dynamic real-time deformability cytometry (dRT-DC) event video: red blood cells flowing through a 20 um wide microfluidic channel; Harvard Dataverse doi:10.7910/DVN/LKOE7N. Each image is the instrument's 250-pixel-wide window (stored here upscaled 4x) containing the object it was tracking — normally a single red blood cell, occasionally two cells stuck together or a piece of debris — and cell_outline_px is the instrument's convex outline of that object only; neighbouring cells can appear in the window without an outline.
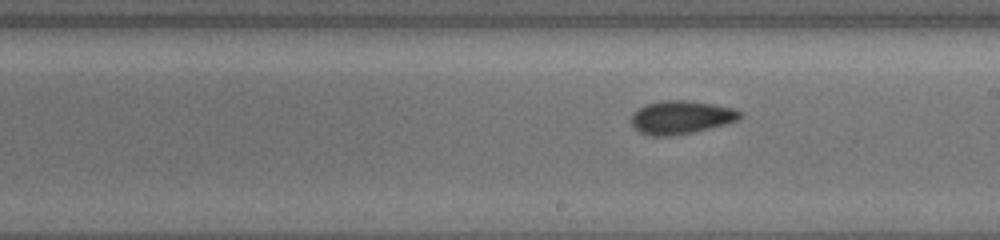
{"species": "common noctule bat (a hibernating species)", "species_latin": "Nyctalus noctula", "temperature_condition": "cold", "stored_images_in_passage": 7, "segment_of_instrument_passage": [2, 2], "camera_frame_rate_fps": 3000, "um_per_image_px": 0.085, "animal": {"sex": "female", "body_mass_g": 19.5, "forearm_length_mm": 54.1}, "frame": {"image": 1, "passage_image": 7, "time_ms": 7.333, "image_size_px": [1000, 240], "cell_outline_px": [[744, 112], [736, 120], [724, 124], [692, 132], [668, 136], [652, 136], [640, 132], [628, 120], [632, 112], [636, 108], [644, 104], [664, 100], [692, 100], [736, 108]], "centroid_in_image_um": [57.84, 9.94], "position_along_channel_um": 231.2, "area_um2": 21.33}}